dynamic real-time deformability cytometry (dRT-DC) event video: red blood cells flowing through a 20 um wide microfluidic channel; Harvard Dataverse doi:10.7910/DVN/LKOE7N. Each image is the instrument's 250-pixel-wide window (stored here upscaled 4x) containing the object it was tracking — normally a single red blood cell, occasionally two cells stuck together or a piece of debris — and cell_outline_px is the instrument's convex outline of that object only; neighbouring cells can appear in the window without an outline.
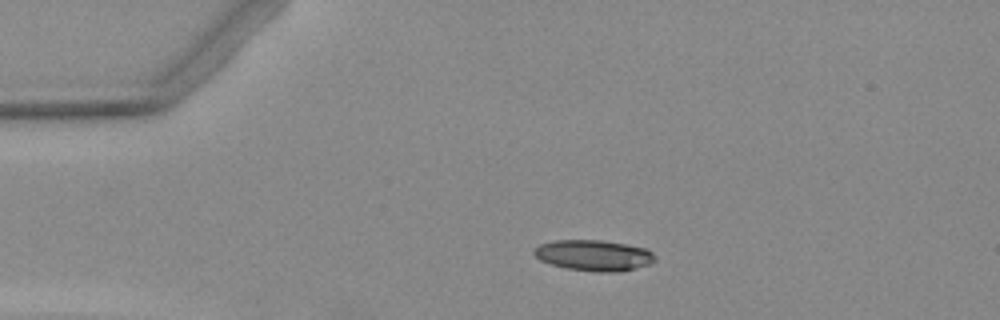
{"species": "Egyptian fruit bat (a non-hibernating species)", "species_latin": "Rousettus aegyptiacus", "temperature_condition": "warm", "stored_images_in_passage": 2, "camera_frame_rate_fps": 3000, "um_per_image_px": 0.085, "animal": {"sex": "female"}, "frame": {"image": 1, "passage_image": 1, "time_ms": 0.0, "image_size_px": [1000, 320], "cell_outline_px": [[656, 260], [648, 264], [620, 272], [596, 272], [564, 268], [540, 260], [532, 252], [540, 244], [556, 240], [600, 240], [648, 248], [656, 256]], "centroid_in_image_um": [50.49, 21.71], "position_along_channel_um": 34.5, "area_um2": 21.73}}